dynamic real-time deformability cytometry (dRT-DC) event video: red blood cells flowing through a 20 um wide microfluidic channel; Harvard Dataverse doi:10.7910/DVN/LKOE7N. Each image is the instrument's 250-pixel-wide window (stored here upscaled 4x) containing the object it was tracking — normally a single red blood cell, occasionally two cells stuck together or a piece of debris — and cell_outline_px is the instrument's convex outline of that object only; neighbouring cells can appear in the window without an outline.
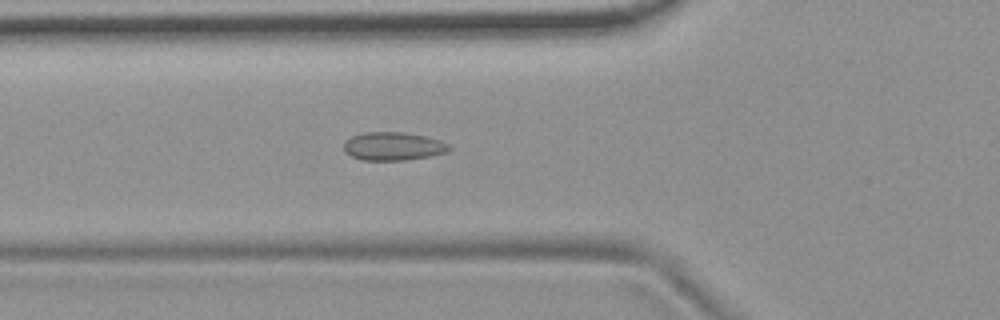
{"species": "common noctule bat (a hibernating species)", "species_latin": "Nyctalus noctula", "temperature_condition": "room temperature", "stored_images_in_passage": 55, "camera_frame_rate_fps": 3000, "um_per_image_px": 0.085, "animal": {"sex": "female", "body_mass_g": 19.9}, "frame": {"image": 1, "passage_image": 20, "time_ms": 6.333, "image_size_px": [1000, 320], "cell_outline_px": [[452, 148], [448, 152], [428, 156], [404, 160], [360, 160], [344, 152], [344, 140], [352, 136], [364, 132], [404, 132], [424, 136], [440, 140], [448, 144]], "centroid_in_image_um": [33.4, 12.43], "position_along_channel_um": 92.4, "area_um2": 17.4}}
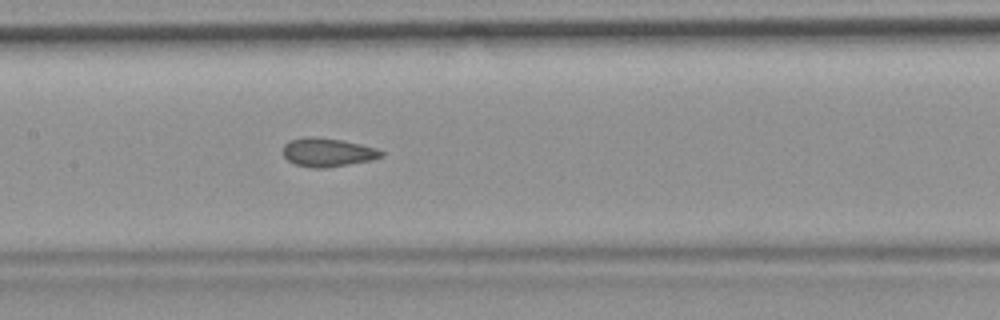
{"frame": {"image": 2, "passage_image": 27, "time_ms": 8.667, "image_size_px": [1000, 320], "cell_outline_px": [[384, 156], [372, 160], [324, 168], [308, 168], [296, 164], [288, 160], [284, 156], [284, 144], [288, 140], [308, 136], [312, 136], [340, 140], [360, 144], [376, 148], [384, 152]], "centroid_in_image_um": [27.84, 12.95], "position_along_channel_um": 179.6, "area_um2": 16.36}}
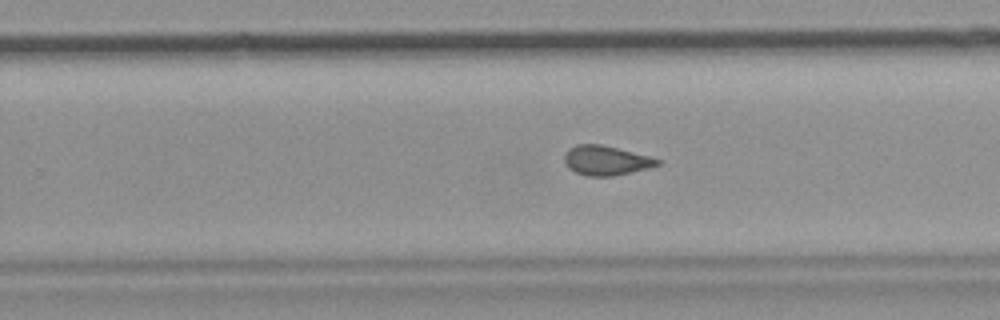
{"frame": {"image": 3, "passage_image": 35, "time_ms": 11.333, "image_size_px": [1000, 320], "cell_outline_px": [[660, 164], [648, 168], [612, 176], [588, 176], [576, 172], [568, 168], [564, 164], [564, 152], [568, 148], [576, 144], [600, 144], [648, 156], [660, 160]], "centroid_in_image_um": [51.44, 13.63], "position_along_channel_um": 278.4, "area_um2": 15.9}, "authors_computed_cell_mechanics": {"area_um2": 16.4152, "velocity_mm_per_s": 3.725, "shape_relaxation_time_tau1_ms": null, "shape_relaxation_time_tau2_ms": 1.7504, "deformation_change_tau1": null, "deformation_change_tau2": 0.0688}}